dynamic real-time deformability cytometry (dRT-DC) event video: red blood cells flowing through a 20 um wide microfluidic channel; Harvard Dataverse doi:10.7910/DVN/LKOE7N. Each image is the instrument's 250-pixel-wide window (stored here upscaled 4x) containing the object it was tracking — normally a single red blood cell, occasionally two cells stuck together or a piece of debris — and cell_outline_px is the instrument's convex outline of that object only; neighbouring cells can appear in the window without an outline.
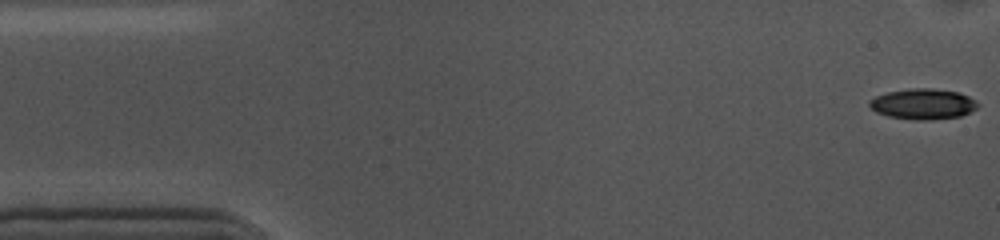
{"species": "common noctule bat (a hibernating species)", "species_latin": "Nyctalus noctula", "temperature_condition": "cold", "stored_images_in_passage": 55, "camera_frame_rate_fps": 3000, "um_per_image_px": 0.085, "animal": {"sex": "female", "body_mass_g": 10.0, "forearm_length_mm": 53.1}, "frame": {"image": 1, "passage_image": 1, "time_ms": 0.0, "image_size_px": [1000, 240], "cell_outline_px": [[980, 104], [976, 108], [960, 116], [928, 120], [916, 120], [888, 116], [876, 112], [868, 104], [868, 100], [876, 96], [888, 92], [908, 88], [932, 88], [956, 92], [968, 96], [976, 100]], "centroid_in_image_um": [78.44, 8.83], "position_along_channel_um": 6.6, "area_um2": 19.25}}
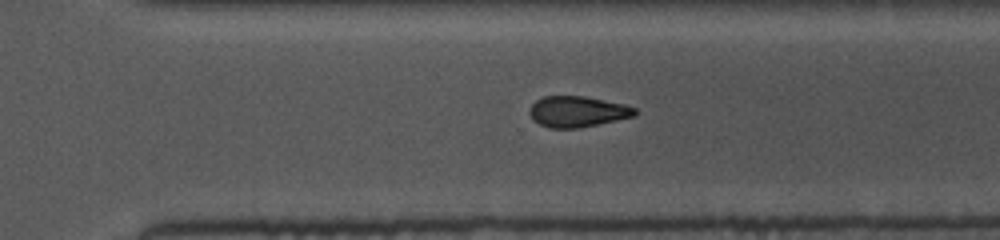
{"frame": {"image": 2, "passage_image": 37, "time_ms": 12.0, "image_size_px": [1000, 240], "cell_outline_px": [[636, 116], [580, 128], [548, 128], [532, 120], [528, 112], [528, 108], [536, 100], [544, 96], [584, 96], [624, 104], [636, 108]], "centroid_in_image_um": [49.05, 9.49], "position_along_channel_um": 321.5, "area_um2": 19.13}}
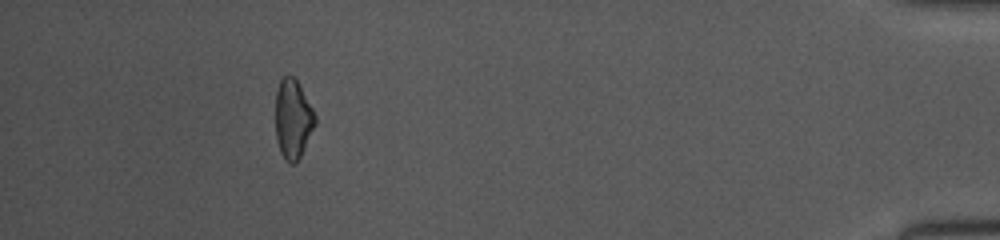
{"frame": {"image": 3, "passage_image": 50, "time_ms": 16.333, "image_size_px": [1000, 240], "cell_outline_px": [[316, 124], [296, 164], [292, 164], [280, 152], [276, 140], [276, 92], [280, 80], [284, 76], [292, 76], [296, 80], [312, 108], [316, 116]], "centroid_in_image_um": [24.89, 10.13], "position_along_channel_um": 410.3, "area_um2": 17.98}, "authors_computed_cell_mechanics": {"area_um2": 19.2474, "velocity_mm_per_s": 3.5732, "shape_relaxation_time_tau1_ms": 6.8722, "shape_relaxation_time_tau2_ms": 7.8, "deformation_change_tau1": 0.1447, "deformation_change_tau2": 0.152}}